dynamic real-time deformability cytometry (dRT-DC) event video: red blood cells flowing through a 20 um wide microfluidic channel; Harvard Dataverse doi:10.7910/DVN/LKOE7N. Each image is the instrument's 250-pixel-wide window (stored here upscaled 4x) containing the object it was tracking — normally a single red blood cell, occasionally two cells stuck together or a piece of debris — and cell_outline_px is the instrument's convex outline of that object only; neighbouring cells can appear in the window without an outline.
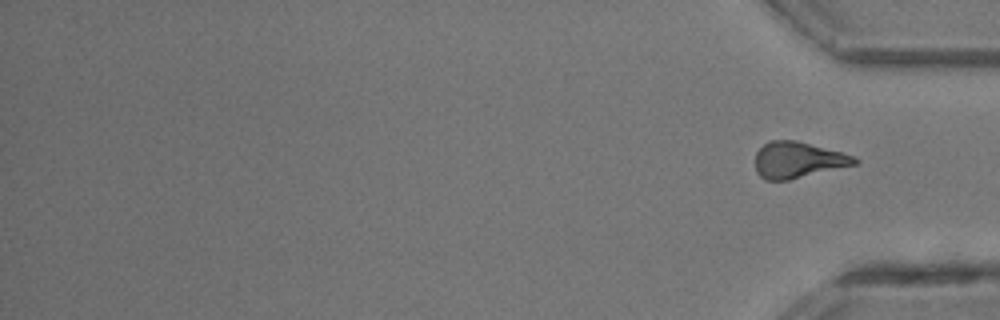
{"species": "common noctule bat (a hibernating species)", "species_latin": "Nyctalus noctula", "temperature_condition": "room temperature", "stored_images_in_passage": 36, "segment_of_instrument_passage": [2, 2], "camera_frame_rate_fps": 3000, "um_per_image_px": 0.085, "animal": {"sex": "male", "body_mass_g": 13.3}, "frame": {"image": 1, "passage_image": 36, "time_ms": 11.667, "image_size_px": [1000, 320], "cell_outline_px": [[860, 164], [788, 180], [764, 180], [756, 172], [756, 152], [768, 140], [796, 140], [856, 156], [860, 160]], "centroid_in_image_um": [67.86, 13.6], "position_along_channel_um": 367.3, "area_um2": 21.15}}